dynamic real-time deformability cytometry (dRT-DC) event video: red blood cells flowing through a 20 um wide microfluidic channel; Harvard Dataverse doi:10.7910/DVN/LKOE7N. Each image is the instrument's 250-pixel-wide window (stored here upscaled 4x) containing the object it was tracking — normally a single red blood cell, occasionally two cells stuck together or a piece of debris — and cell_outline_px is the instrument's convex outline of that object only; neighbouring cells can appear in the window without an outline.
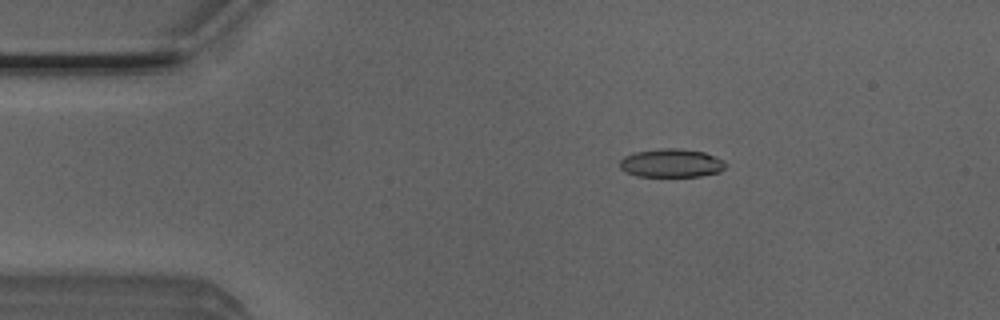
{"species": "Egyptian fruit bat (a non-hibernating species)", "species_latin": "Rousettus aegyptiacus", "temperature_condition": "room temperature", "stored_images_in_passage": 6, "camera_frame_rate_fps": 3000, "um_per_image_px": 0.085, "animal": {"sex": "male"}, "frame": {"image": 1, "passage_image": 3, "time_ms": 0.667, "image_size_px": [1000, 320], "cell_outline_px": [[728, 164], [720, 172], [700, 176], [636, 176], [620, 168], [620, 160], [624, 156], [632, 152], [660, 148], [680, 148], [704, 152], [724, 160]], "centroid_in_image_um": [57.07, 13.85], "position_along_channel_um": 27.9, "area_um2": 17.69}}